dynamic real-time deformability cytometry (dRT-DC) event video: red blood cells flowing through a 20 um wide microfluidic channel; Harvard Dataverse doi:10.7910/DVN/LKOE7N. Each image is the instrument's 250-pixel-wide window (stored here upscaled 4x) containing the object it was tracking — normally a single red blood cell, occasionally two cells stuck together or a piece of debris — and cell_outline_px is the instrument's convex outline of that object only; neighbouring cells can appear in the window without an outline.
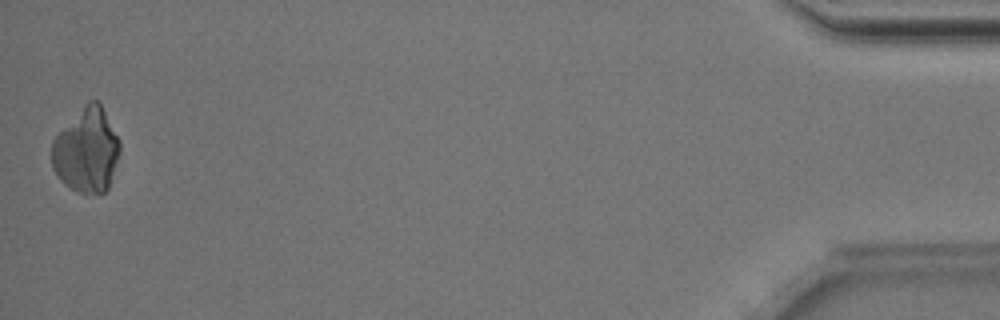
{"species": "Egyptian fruit bat (a non-hibernating species)", "species_latin": "Rousettus aegyptiacus", "temperature_condition": "room temperature", "stored_images_in_passage": 49, "camera_frame_rate_fps": 3000, "um_per_image_px": 0.085, "animal": {"sex": "male"}, "frame": {"image": 1, "passage_image": 49, "time_ms": 16.0, "image_size_px": [1000, 320], "cell_outline_px": [[120, 152], [108, 188], [104, 192], [76, 192], [64, 184], [60, 180], [52, 168], [52, 140], [84, 104], [88, 100], [96, 100], [100, 104], [120, 140]], "centroid_in_image_um": [7.35, 12.78], "position_along_channel_um": 427.9, "area_um2": 33.18}}